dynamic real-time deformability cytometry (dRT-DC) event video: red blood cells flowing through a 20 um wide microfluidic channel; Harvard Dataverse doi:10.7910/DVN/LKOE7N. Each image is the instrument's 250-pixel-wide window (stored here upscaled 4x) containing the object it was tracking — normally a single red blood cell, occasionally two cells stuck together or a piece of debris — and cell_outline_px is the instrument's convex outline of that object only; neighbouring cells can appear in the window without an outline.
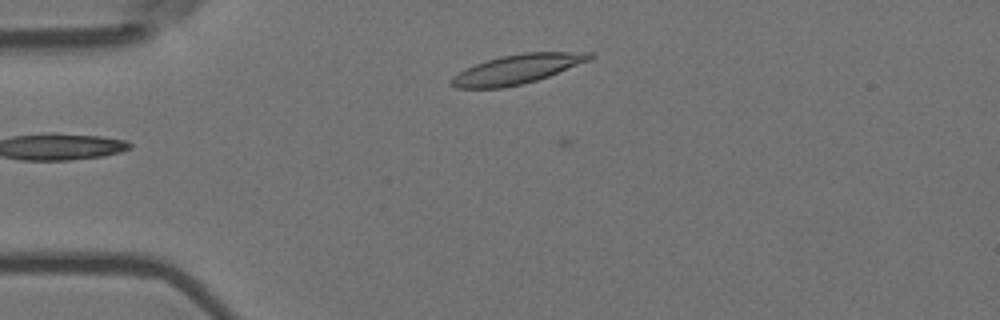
{"species": "Egyptian fruit bat (a non-hibernating species)", "species_latin": "Rousettus aegyptiacus", "temperature_condition": "room temperature", "stored_images_in_passage": 3, "camera_frame_rate_fps": 3000, "um_per_image_px": 0.085, "animal": {"sex": "female"}, "frame": {"image": 1, "passage_image": 2, "time_ms": 0.333, "image_size_px": [1000, 320], "cell_outline_px": [[596, 56], [592, 60], [548, 76], [536, 80], [504, 88], [456, 88], [448, 84], [448, 80], [452, 76], [476, 64], [500, 56], [524, 52], [592, 52]], "centroid_in_image_um": [43.98, 5.88], "position_along_channel_um": 41.0, "area_um2": 23.7}}